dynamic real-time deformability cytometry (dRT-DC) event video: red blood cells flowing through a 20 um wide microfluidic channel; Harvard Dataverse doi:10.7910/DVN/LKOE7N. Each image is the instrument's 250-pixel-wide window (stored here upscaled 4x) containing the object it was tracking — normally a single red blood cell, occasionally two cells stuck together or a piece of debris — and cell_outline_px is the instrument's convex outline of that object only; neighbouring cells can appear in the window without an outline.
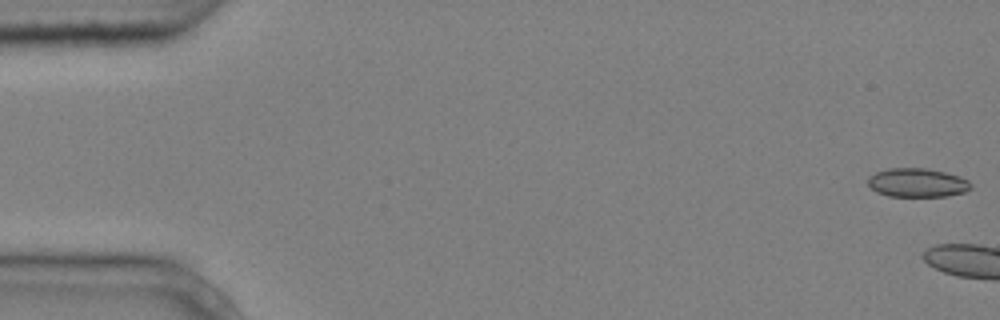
{"species": "common noctule bat (a hibernating species)", "species_latin": "Nyctalus noctula", "temperature_condition": "cold", "stored_images_in_passage": 5, "camera_frame_rate_fps": 3000, "um_per_image_px": 0.085, "animal": {"sex": "male", "body_mass_g": 20.4}, "frame": {"image": 1, "passage_image": 1, "time_ms": 0.0, "image_size_px": [1000, 320], "cell_outline_px": [[972, 188], [964, 192], [948, 196], [888, 196], [876, 192], [868, 184], [868, 176], [876, 172], [888, 168], [928, 168], [944, 172], [968, 180], [972, 184]], "centroid_in_image_um": [77.95, 15.53], "position_along_channel_um": 7.0, "area_um2": 17.28}}